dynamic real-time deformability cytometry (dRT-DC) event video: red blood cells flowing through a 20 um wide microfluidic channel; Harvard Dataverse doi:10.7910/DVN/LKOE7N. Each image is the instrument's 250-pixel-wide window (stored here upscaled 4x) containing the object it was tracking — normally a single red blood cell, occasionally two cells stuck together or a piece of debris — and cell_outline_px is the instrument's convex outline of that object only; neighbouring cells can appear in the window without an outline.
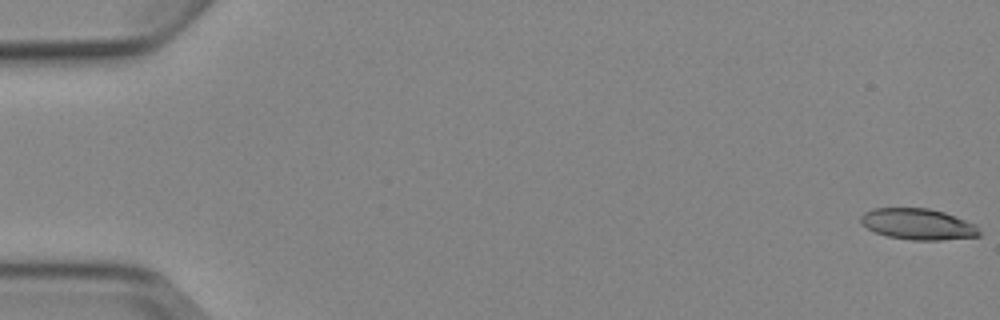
{"species": "Egyptian fruit bat (a non-hibernating species)", "species_latin": "Rousettus aegyptiacus", "temperature_condition": "cold", "stored_images_in_passage": 8, "camera_frame_rate_fps": 3000, "um_per_image_px": 0.085, "animal": {"sex": "female"}, "frame": {"image": 1, "passage_image": 1, "time_ms": 0.0, "image_size_px": [1000, 320], "cell_outline_px": [[980, 236], [940, 240], [912, 240], [888, 236], [876, 232], [868, 228], [860, 220], [860, 216], [864, 212], [872, 208], [928, 208], [944, 212], [976, 224], [980, 232]], "centroid_in_image_um": [78.04, 19.04], "position_along_channel_um": 7.0, "area_um2": 21.39}}
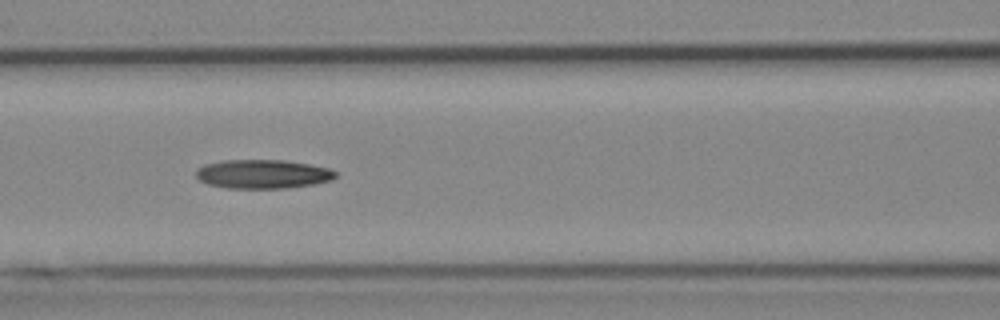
{"frame": {"image": 2, "passage_image": 7, "time_ms": 7.667, "image_size_px": [1000, 320], "cell_outline_px": [[336, 176], [332, 180], [316, 184], [288, 188], [224, 188], [208, 184], [200, 180], [196, 176], [196, 172], [204, 164], [224, 160], [284, 160], [308, 164], [328, 168], [336, 172]], "centroid_in_image_um": [22.35, 14.8], "position_along_channel_um": 144.3, "area_um2": 23.52}}
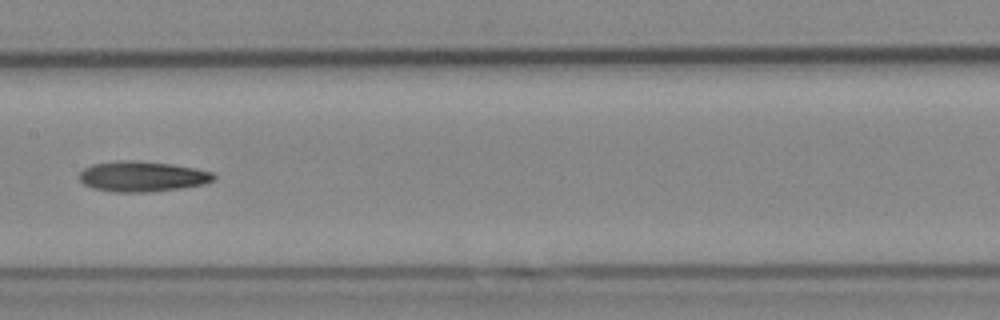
{"frame": {"image": 3, "passage_image": 8, "time_ms": 9.0, "image_size_px": [1000, 320], "cell_outline_px": [[216, 176], [212, 180], [204, 184], [184, 188], [148, 192], [112, 192], [92, 188], [84, 184], [80, 180], [80, 172], [84, 168], [92, 164], [132, 160], [172, 164], [196, 168], [212, 172]], "centroid_in_image_um": [12.1, 15.01], "position_along_channel_um": 195.3, "area_um2": 23.76}}